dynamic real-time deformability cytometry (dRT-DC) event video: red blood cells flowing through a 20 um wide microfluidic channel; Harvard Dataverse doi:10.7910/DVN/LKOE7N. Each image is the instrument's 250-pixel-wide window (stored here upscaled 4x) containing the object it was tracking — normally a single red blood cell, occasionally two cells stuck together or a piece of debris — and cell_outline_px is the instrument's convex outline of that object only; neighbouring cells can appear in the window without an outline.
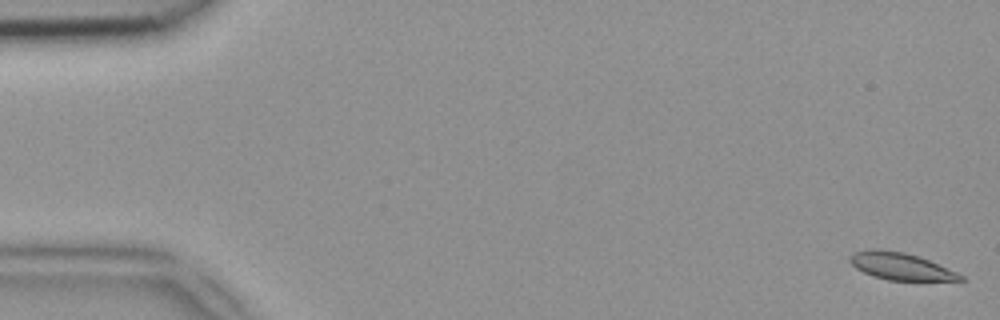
{"species": "common noctule bat (a hibernating species)", "species_latin": "Nyctalus noctula", "temperature_condition": "room temperature", "stored_images_in_passage": 50, "camera_frame_rate_fps": 3000, "um_per_image_px": 0.085, "animal": {"sex": "female", "body_mass_g": 18.4}, "frame": {"image": 1, "passage_image": 1, "time_ms": 0.0, "image_size_px": [1000, 320], "cell_outline_px": [[964, 280], [888, 280], [872, 276], [856, 268], [848, 260], [848, 256], [856, 252], [876, 248], [880, 248], [904, 252], [928, 260], [956, 272], [964, 276]], "centroid_in_image_um": [76.5, 22.62], "position_along_channel_um": 8.5, "area_um2": 17.22}}
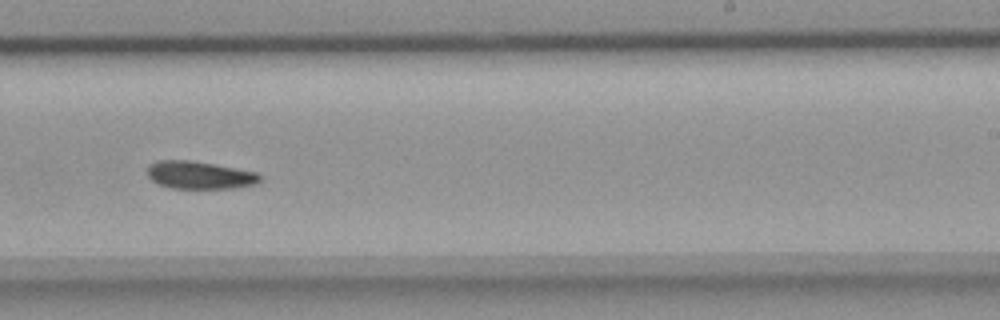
{"frame": {"image": 2, "passage_image": 31, "time_ms": 10.0, "image_size_px": [1000, 320], "cell_outline_px": [[260, 180], [252, 184], [236, 188], [172, 188], [160, 184], [152, 180], [148, 176], [148, 164], [160, 160], [188, 160], [236, 168], [256, 172], [260, 176]], "centroid_in_image_um": [16.93, 14.88], "position_along_channel_um": 272.1, "area_um2": 17.86}}
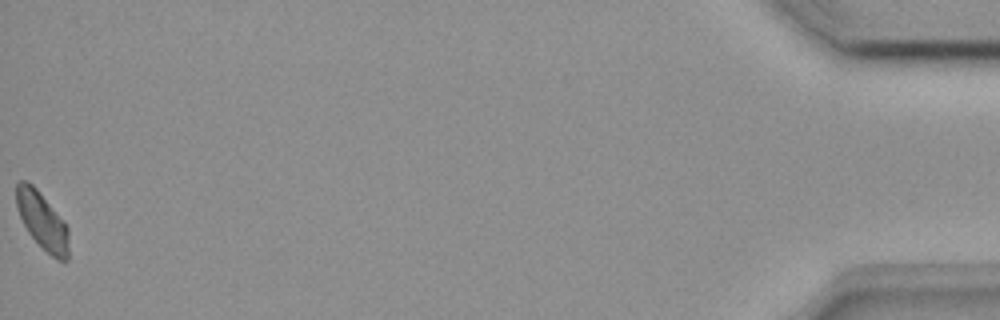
{"frame": {"image": 3, "passage_image": 50, "time_ms": 16.333, "image_size_px": [1000, 320], "cell_outline_px": [[68, 260], [56, 260], [28, 232], [20, 216], [16, 204], [16, 184], [20, 180], [28, 180], [36, 188], [64, 220], [68, 228]], "centroid_in_image_um": [3.59, 18.74], "position_along_channel_um": 431.6, "area_um2": 17.28}}